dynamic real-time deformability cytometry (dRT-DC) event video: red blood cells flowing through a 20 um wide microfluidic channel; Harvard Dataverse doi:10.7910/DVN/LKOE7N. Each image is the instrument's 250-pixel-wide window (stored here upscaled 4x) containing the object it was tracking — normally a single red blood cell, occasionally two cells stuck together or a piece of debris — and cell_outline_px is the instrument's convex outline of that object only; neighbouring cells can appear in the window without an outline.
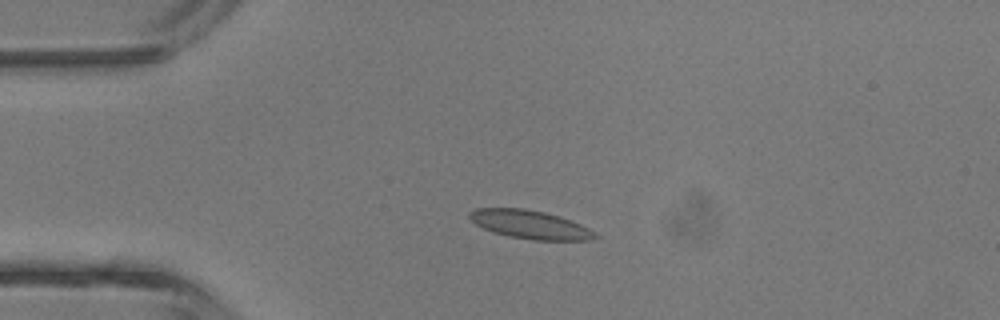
{"species": "common noctule bat (a hibernating species)", "species_latin": "Nyctalus noctula", "temperature_condition": "room temperature", "stored_images_in_passage": 3, "camera_frame_rate_fps": 3000, "um_per_image_px": 0.085, "animal": {"sex": "male", "body_mass_g": 13.3}, "frame": {"image": 1, "passage_image": 1, "time_ms": 0.0, "image_size_px": [1000, 320], "cell_outline_px": [[600, 236], [592, 240], [532, 240], [508, 236], [492, 232], [476, 224], [468, 216], [468, 212], [476, 208], [524, 208], [544, 212], [560, 216], [580, 224], [596, 232]], "centroid_in_image_um": [45.07, 19.09], "position_along_channel_um": 39.9, "area_um2": 20.92}}
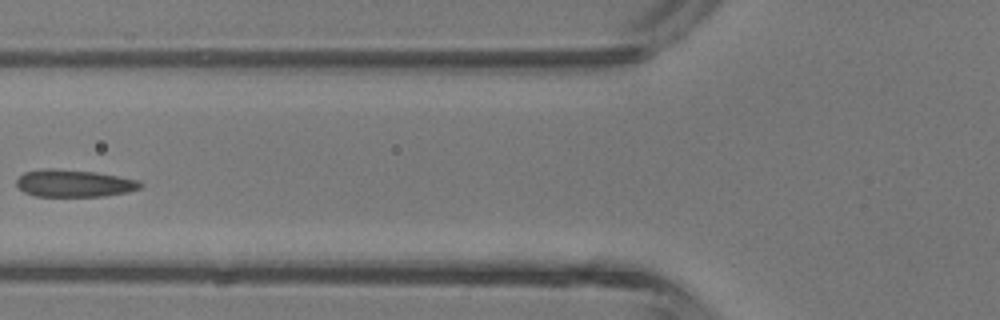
{"frame": {"image": 2, "passage_image": 3, "time_ms": 2.333, "image_size_px": [1000, 320], "cell_outline_px": [[144, 184], [140, 188], [128, 192], [104, 196], [36, 196], [24, 192], [16, 184], [16, 180], [24, 172], [44, 168], [52, 168], [96, 172], [140, 180]], "centroid_in_image_um": [6.31, 15.57], "position_along_channel_um": 119.5, "area_um2": 19.77}}